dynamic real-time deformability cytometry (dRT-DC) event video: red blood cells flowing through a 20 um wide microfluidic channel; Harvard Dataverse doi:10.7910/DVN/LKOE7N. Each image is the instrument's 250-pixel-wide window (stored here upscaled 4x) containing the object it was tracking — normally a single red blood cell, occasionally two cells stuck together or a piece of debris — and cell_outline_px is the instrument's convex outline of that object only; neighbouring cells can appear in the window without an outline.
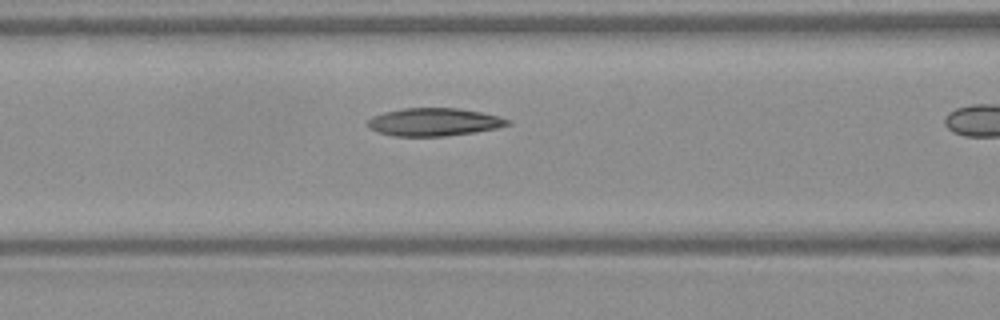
{"species": "Egyptian fruit bat (a non-hibernating species)", "species_latin": "Rousettus aegyptiacus", "temperature_condition": "warm", "stored_images_in_passage": 7, "camera_frame_rate_fps": 3000, "um_per_image_px": 0.085, "frame": {"image": 1, "passage_image": 3, "time_ms": 0.667, "image_size_px": [1000, 320], "cell_outline_px": [[512, 124], [496, 128], [472, 132], [444, 136], [396, 136], [380, 132], [368, 128], [364, 124], [372, 116], [384, 112], [404, 108], [456, 108], [480, 112], [500, 116], [512, 120]], "centroid_in_image_um": [36.88, 10.36], "position_along_channel_um": 129.7, "area_um2": 22.72}}
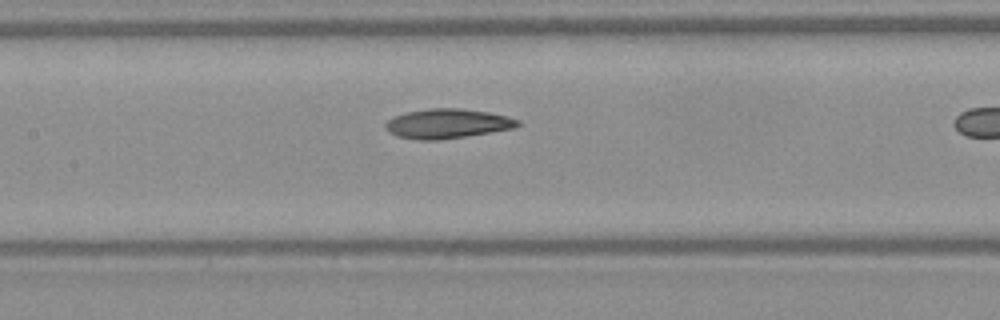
{"frame": {"image": 2, "passage_image": 6, "time_ms": 1.667, "image_size_px": [1000, 320], "cell_outline_px": [[520, 124], [512, 128], [492, 132], [440, 140], [416, 140], [396, 136], [388, 132], [384, 128], [384, 124], [392, 116], [408, 112], [428, 108], [460, 108], [488, 112], [508, 116], [520, 120]], "centroid_in_image_um": [37.98, 10.51], "position_along_channel_um": 169.4, "area_um2": 22.95}}